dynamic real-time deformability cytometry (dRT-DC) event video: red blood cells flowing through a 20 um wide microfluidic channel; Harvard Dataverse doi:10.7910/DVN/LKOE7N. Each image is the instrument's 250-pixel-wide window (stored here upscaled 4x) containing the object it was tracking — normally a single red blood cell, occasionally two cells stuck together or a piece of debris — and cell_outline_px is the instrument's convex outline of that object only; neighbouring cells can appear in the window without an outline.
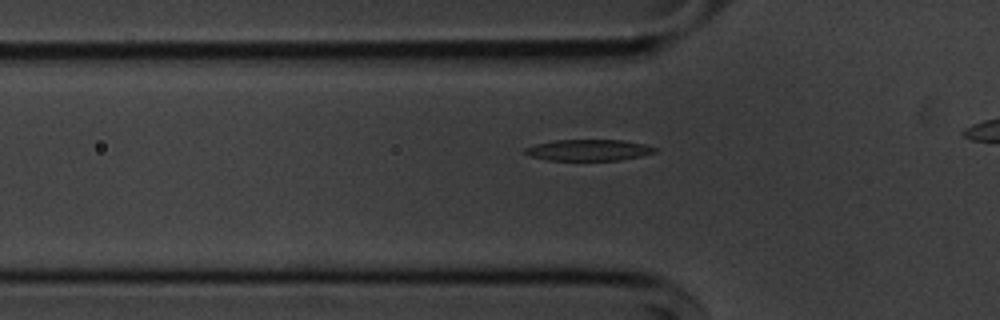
{"species": "common noctule bat (a hibernating species)", "species_latin": "Nyctalus noctula", "temperature_condition": "cold", "stored_images_in_passage": 26, "camera_frame_rate_fps": 3000, "um_per_image_px": 0.085, "animal": {"sex": "male", "body_mass_g": 20.1, "forearm_length_mm": 53.5}, "frame": {"image": 1, "passage_image": 13, "time_ms": 4.0, "image_size_px": [1000, 320], "cell_outline_px": [[656, 152], [640, 156], [620, 160], [548, 160], [532, 156], [520, 152], [524, 148], [536, 144], [556, 140], [620, 140], [644, 144], [656, 148]], "centroid_in_image_um": [49.99, 12.76], "position_along_channel_um": 75.8, "area_um2": 15.95}}
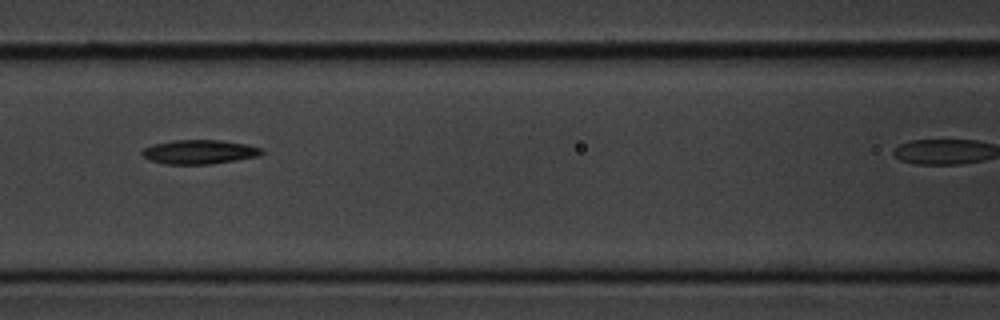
{"frame": {"image": 2, "passage_image": 19, "time_ms": 6.0, "image_size_px": [1000, 320], "cell_outline_px": [[264, 152], [260, 156], [236, 160], [208, 164], [164, 164], [148, 160], [140, 152], [144, 148], [152, 144], [172, 140], [224, 140], [264, 148]], "centroid_in_image_um": [16.94, 12.91], "position_along_channel_um": 149.7, "area_um2": 16.99}}
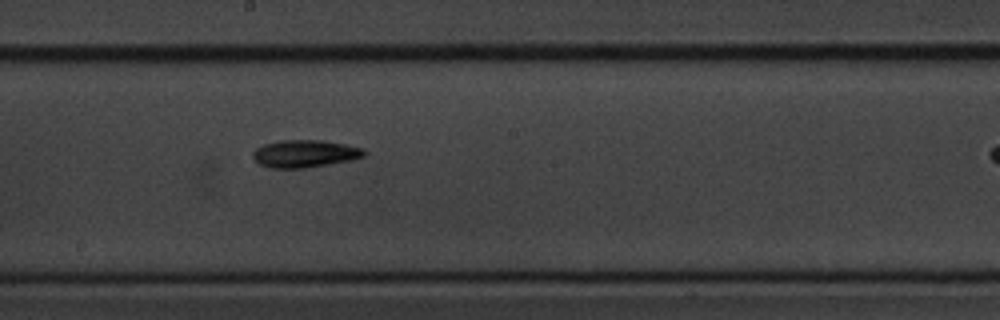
{"frame": {"image": 3, "passage_image": 25, "time_ms": 8.0, "image_size_px": [1000, 320], "cell_outline_px": [[368, 152], [364, 156], [352, 160], [304, 168], [272, 168], [260, 164], [252, 156], [252, 152], [256, 148], [264, 144], [280, 140], [324, 140], [364, 148]], "centroid_in_image_um": [25.93, 13.05], "position_along_channel_um": 222.3, "area_um2": 17.86}}